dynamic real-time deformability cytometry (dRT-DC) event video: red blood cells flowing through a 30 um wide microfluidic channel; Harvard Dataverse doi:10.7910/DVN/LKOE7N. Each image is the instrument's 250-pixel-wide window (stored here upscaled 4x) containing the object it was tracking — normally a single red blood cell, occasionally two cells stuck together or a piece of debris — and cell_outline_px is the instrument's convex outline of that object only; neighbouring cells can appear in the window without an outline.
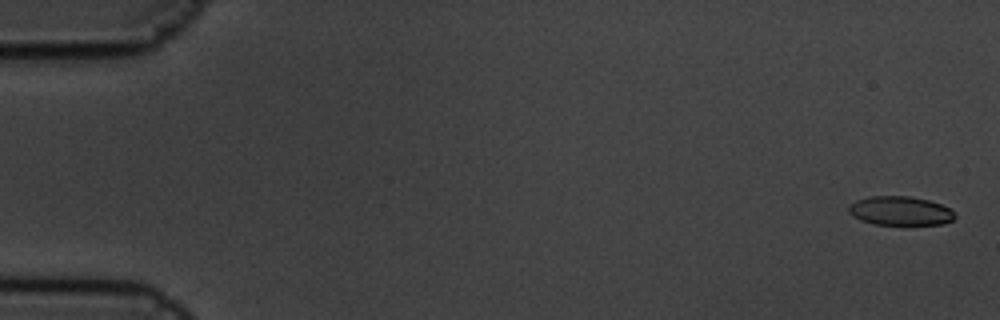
{"species": "common noctule bat (a hibernating species)", "species_latin": "Nyctalus noctula", "temperature_condition": "cold", "stored_images_in_passage": 6, "camera_frame_rate_fps": 3000, "um_per_image_px": 0.085, "animal": {"sex": "male", "body_mass_g": 19.5, "forearm_length_mm": 54.6}, "frame": {"image": 1, "passage_image": 1, "time_ms": 0.0, "image_size_px": [1000, 320], "cell_outline_px": [[956, 216], [952, 220], [944, 224], [876, 224], [860, 220], [852, 216], [848, 212], [848, 204], [856, 200], [868, 196], [908, 196], [928, 200], [940, 204], [948, 208]], "centroid_in_image_um": [76.46, 17.91], "position_along_channel_um": 8.5, "area_um2": 17.86}}
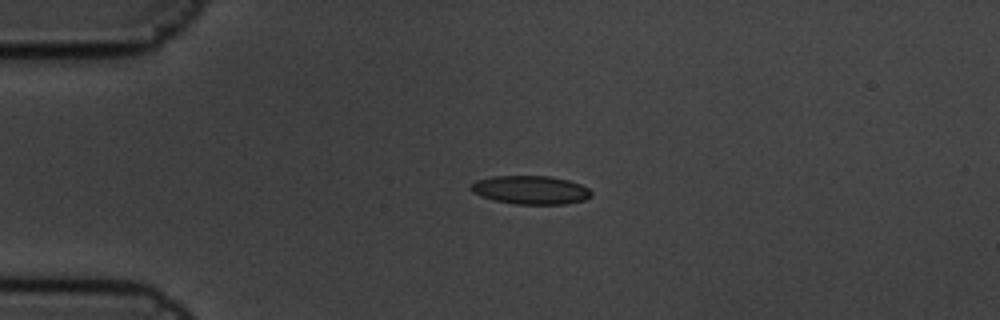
{"frame": {"image": 2, "passage_image": 5, "time_ms": 1.333, "image_size_px": [1000, 320], "cell_outline_px": [[592, 196], [584, 200], [564, 204], [516, 204], [496, 200], [480, 196], [472, 192], [468, 188], [476, 180], [492, 176], [548, 176], [568, 180], [580, 184], [588, 188], [592, 192]], "centroid_in_image_um": [45.09, 16.14], "position_along_channel_um": 39.9, "area_um2": 20.0}}